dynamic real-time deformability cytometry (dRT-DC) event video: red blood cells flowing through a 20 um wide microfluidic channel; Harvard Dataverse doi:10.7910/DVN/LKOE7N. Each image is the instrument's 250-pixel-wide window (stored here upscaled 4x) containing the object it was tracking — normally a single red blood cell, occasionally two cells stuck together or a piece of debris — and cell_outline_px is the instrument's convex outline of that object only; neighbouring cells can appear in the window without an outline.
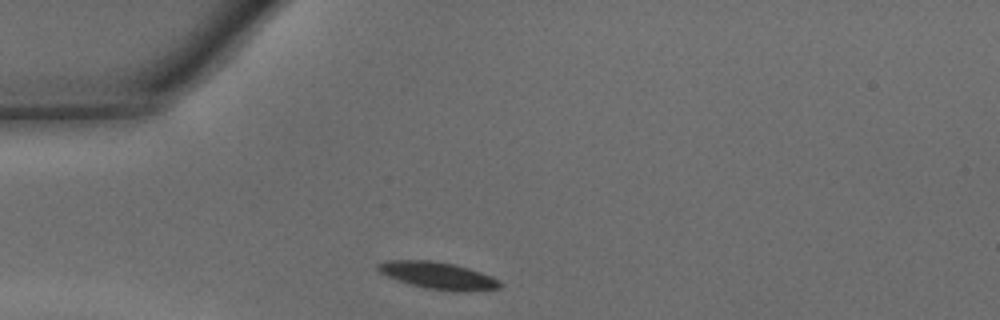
{"species": "common noctule bat (a hibernating species)", "species_latin": "Nyctalus noctula", "temperature_condition": "warm", "stored_images_in_passage": 25, "camera_frame_rate_fps": 3000, "um_per_image_px": 0.085, "animal": {"sex": "male", "body_mass_g": 15.6}, "frame": {"image": 1, "passage_image": 1, "time_ms": 0.0, "image_size_px": [1000, 320], "cell_outline_px": [[500, 288], [464, 292], [428, 288], [412, 284], [388, 276], [380, 272], [376, 268], [376, 264], [388, 260], [432, 260], [452, 264], [468, 268], [492, 276], [500, 280]], "centroid_in_image_um": [37.25, 23.41], "position_along_channel_um": 47.8, "area_um2": 18.9}}
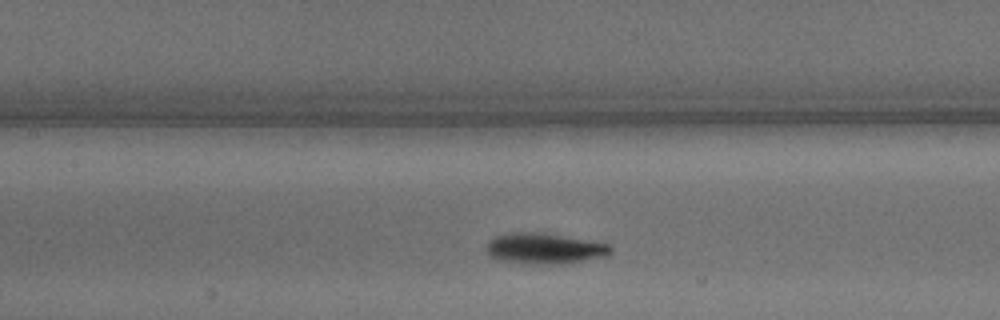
{"frame": {"image": 2, "passage_image": 10, "time_ms": 3.0, "image_size_px": [1000, 320], "cell_outline_px": [[612, 252], [608, 256], [556, 264], [532, 264], [504, 260], [492, 256], [488, 252], [488, 244], [496, 236], [516, 232], [524, 232], [560, 236], [608, 244], [612, 248]], "centroid_in_image_um": [46.32, 21.14], "position_along_channel_um": 161.1, "area_um2": 21.21}}
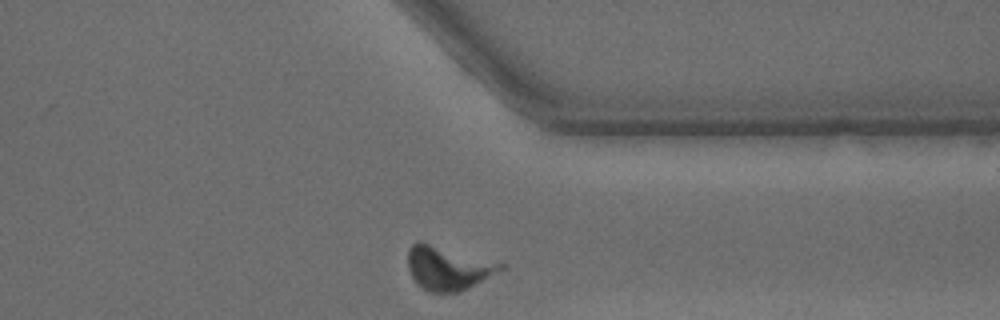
{"frame": {"image": 3, "passage_image": 25, "time_ms": 8.0, "image_size_px": [1000, 320], "cell_outline_px": [[508, 268], [460, 292], [432, 292], [424, 288], [412, 276], [408, 268], [408, 248], [412, 244], [420, 240], [508, 264]], "centroid_in_image_um": [38.15, 22.75], "position_along_channel_um": 373.2, "area_um2": 23.93}, "authors_computed_cell_mechanics": {"area_um2": 21.2126, "velocity_mm_per_s": 4.2887, "shape_relaxation_time_tau1_ms": 2.0636, "shape_relaxation_time_tau2_ms": 2.9693, "deformation_change_tau1": 0.0929, "deformation_change_tau2": 0.1423}}